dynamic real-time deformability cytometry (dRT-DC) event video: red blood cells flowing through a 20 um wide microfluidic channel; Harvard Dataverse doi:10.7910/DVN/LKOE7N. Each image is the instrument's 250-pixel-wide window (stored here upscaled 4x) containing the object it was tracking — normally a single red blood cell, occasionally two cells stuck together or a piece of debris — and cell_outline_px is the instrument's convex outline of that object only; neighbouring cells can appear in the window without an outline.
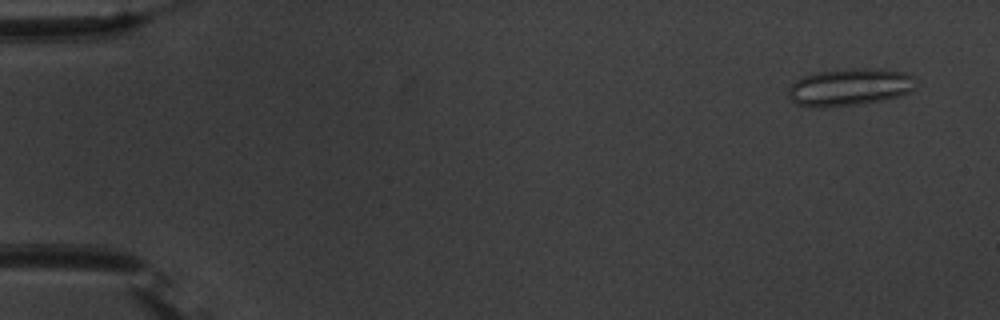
{"species": "common noctule bat (a hibernating species)", "species_latin": "Nyctalus noctula", "temperature_condition": "warm", "stored_images_in_passage": 52, "camera_frame_rate_fps": 3000, "um_per_image_px": 0.085, "animal": {"sex": "male", "body_mass_g": 20.1, "forearm_length_mm": 53.5}, "frame": {"image": 1, "passage_image": 3, "time_ms": 0.667, "image_size_px": [1000, 320], "cell_outline_px": [[920, 80], [916, 88], [912, 92], [900, 96], [880, 100], [856, 104], [820, 108], [816, 108], [796, 104], [788, 96], [788, 88], [796, 80], [804, 76], [816, 72], [852, 68], [880, 68], [904, 72]], "centroid_in_image_um": [72.28, 7.39], "position_along_channel_um": 12.7, "area_um2": 28.15}}
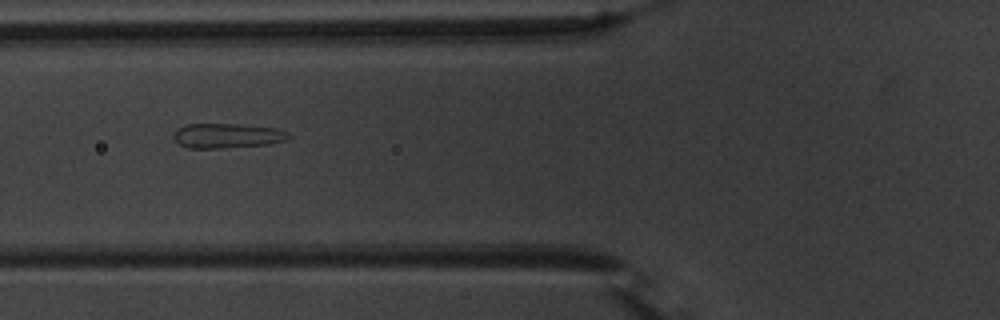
{"frame": {"image": 2, "passage_image": 21, "time_ms": 6.667, "image_size_px": [1000, 320], "cell_outline_px": [[292, 136], [288, 140], [268, 144], [220, 148], [188, 148], [180, 144], [172, 136], [184, 124], [240, 124], [276, 128], [288, 132]], "centroid_in_image_um": [19.36, 11.53], "position_along_channel_um": 106.4, "area_um2": 16.53}}
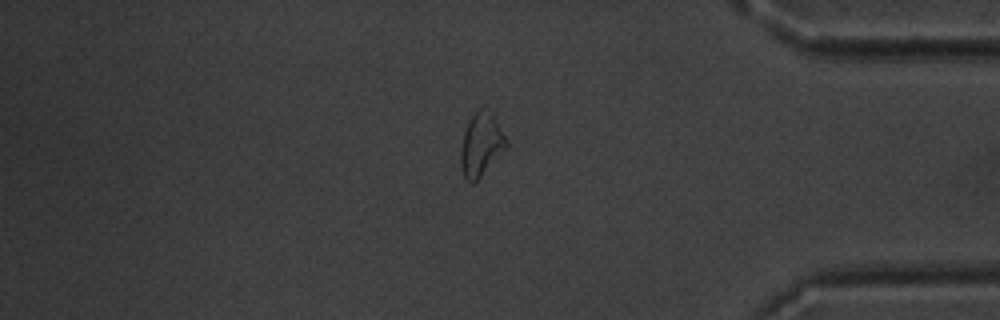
{"frame": {"image": 3, "passage_image": 46, "time_ms": 15.0, "image_size_px": [1000, 320], "cell_outline_px": [[508, 144], [480, 176], [472, 184], [464, 176], [460, 168], [460, 148], [464, 132], [472, 116], [480, 108], [492, 112], [508, 140]], "centroid_in_image_um": [40.88, 12.27], "position_along_channel_um": 394.3, "area_um2": 16.36}}